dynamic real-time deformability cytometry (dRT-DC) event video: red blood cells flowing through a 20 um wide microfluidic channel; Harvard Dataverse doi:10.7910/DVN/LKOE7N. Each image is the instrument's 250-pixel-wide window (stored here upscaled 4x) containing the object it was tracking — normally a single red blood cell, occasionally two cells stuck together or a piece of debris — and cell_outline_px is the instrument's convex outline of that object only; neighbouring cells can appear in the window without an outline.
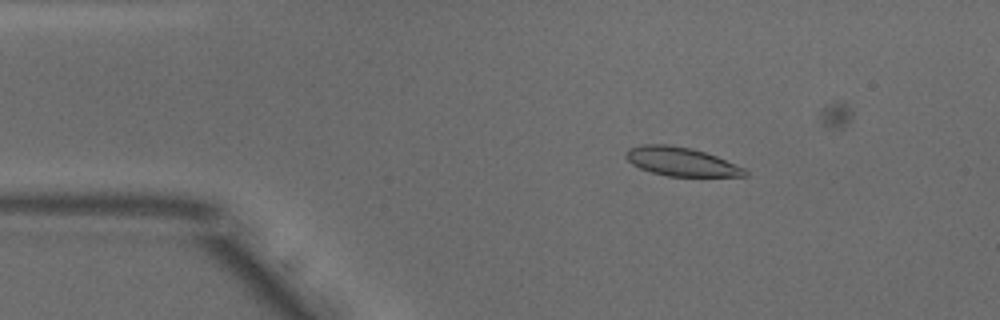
{"species": "common noctule bat (a hibernating species)", "species_latin": "Nyctalus noctula", "temperature_condition": "warm", "stored_images_in_passage": 17, "camera_frame_rate_fps": 3000, "um_per_image_px": 0.085, "animal": {"sex": "male", "body_mass_g": 18.8}, "frame": {"image": 1, "passage_image": 10, "time_ms": 3.0, "image_size_px": [1000, 320], "cell_outline_px": [[748, 176], [668, 176], [652, 172], [640, 168], [632, 164], [624, 156], [624, 152], [628, 148], [644, 144], [668, 144], [692, 148], [716, 156], [744, 168], [748, 172]], "centroid_in_image_um": [57.86, 13.73], "position_along_channel_um": 27.1, "area_um2": 19.88}}